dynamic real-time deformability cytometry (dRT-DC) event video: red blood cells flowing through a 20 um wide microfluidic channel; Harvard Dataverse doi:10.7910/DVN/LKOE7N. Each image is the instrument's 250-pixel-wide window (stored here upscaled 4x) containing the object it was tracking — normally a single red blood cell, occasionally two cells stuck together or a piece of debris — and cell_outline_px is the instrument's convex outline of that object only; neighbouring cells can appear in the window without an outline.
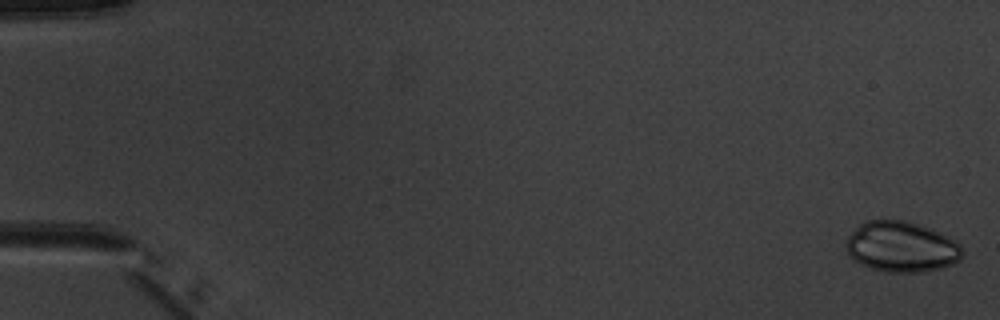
{"species": "common noctule bat (a hibernating species)", "species_latin": "Nyctalus noctula", "temperature_condition": "warm", "stored_images_in_passage": 6, "camera_frame_rate_fps": 3000, "um_per_image_px": 0.085, "animal": {"sex": "male", "body_mass_g": 20.1, "forearm_length_mm": 53.5}, "frame": {"image": 1, "passage_image": 1, "time_ms": 0.0, "image_size_px": [1000, 320], "cell_outline_px": [[964, 252], [960, 260], [952, 264], [940, 268], [924, 272], [884, 272], [872, 268], [856, 260], [848, 252], [844, 244], [848, 236], [860, 224], [868, 220], [908, 220], [932, 228], [956, 240], [964, 248]], "centroid_in_image_um": [76.68, 20.96], "position_along_channel_um": 8.3, "area_um2": 34.51}}
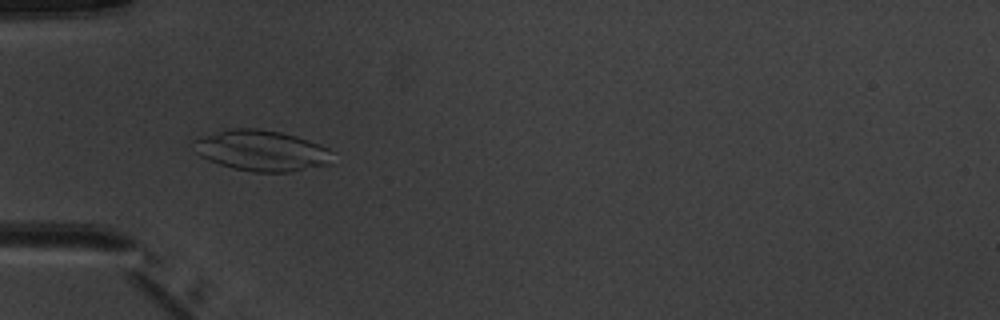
{"frame": {"image": 2, "passage_image": 5, "time_ms": 5.333, "image_size_px": [1000, 320], "cell_outline_px": [[336, 152], [332, 164], [288, 172], [252, 172], [232, 168], [208, 160], [200, 156], [196, 152], [192, 140], [200, 136], [228, 128], [256, 128], [280, 132], [296, 136], [320, 144]], "centroid_in_image_um": [22.26, 12.8], "position_along_channel_um": 62.7, "area_um2": 33.52}}
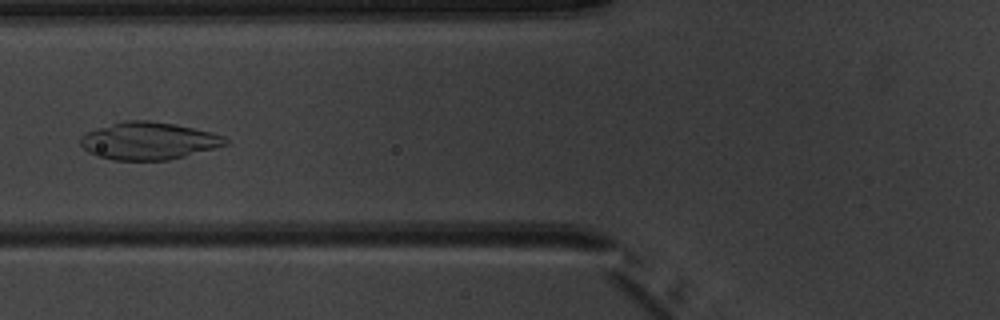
{"frame": {"image": 3, "passage_image": 6, "time_ms": 6.667, "image_size_px": [1000, 320], "cell_outline_px": [[228, 144], [184, 156], [168, 160], [112, 160], [96, 156], [88, 152], [80, 144], [80, 136], [96, 128], [124, 120], [148, 120], [176, 124], [212, 132], [224, 136], [228, 140]], "centroid_in_image_um": [12.61, 11.97], "position_along_channel_um": 113.2, "area_um2": 31.67}}